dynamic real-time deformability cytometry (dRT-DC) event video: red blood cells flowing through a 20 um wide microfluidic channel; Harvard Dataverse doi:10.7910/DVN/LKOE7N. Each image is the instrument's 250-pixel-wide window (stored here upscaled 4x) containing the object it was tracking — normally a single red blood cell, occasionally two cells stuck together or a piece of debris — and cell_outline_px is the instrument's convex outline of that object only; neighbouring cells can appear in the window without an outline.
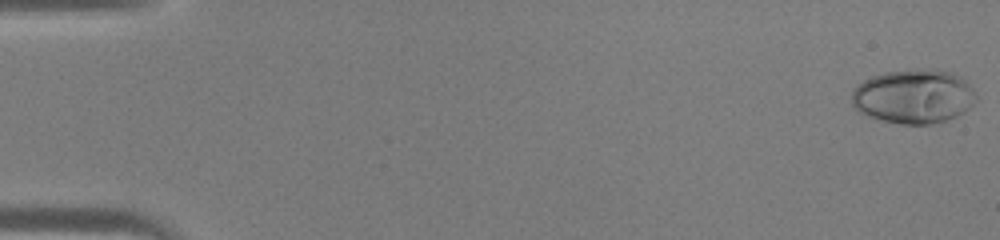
{"species": "human", "species_latin": "Homo sapiens", "temperature_condition": "warm", "stored_images_in_passage": 45, "camera_frame_rate_fps": 3000, "um_per_image_px": 0.085, "donor": {"sex": "male"}, "frame": {"image": 1, "passage_image": 1, "time_ms": 0.0, "image_size_px": [1000, 240], "cell_outline_px": [[980, 100], [964, 112], [956, 116], [932, 124], [900, 124], [868, 116], [860, 112], [852, 104], [852, 92], [864, 80], [872, 76], [884, 72], [932, 68], [952, 72], [960, 76], [972, 88]], "centroid_in_image_um": [77.71, 8.19], "position_along_channel_um": 7.3, "area_um2": 39.3}}
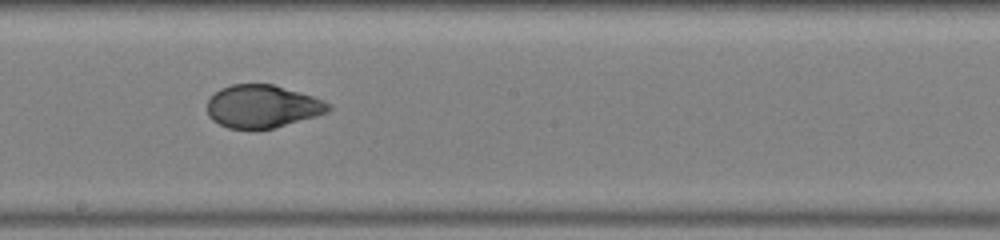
{"frame": {"image": 2, "passage_image": 26, "time_ms": 8.333, "image_size_px": [1000, 240], "cell_outline_px": [[332, 108], [328, 112], [316, 116], [272, 128], [228, 128], [212, 120], [208, 116], [208, 100], [220, 88], [232, 84], [272, 84], [300, 92], [324, 100], [332, 104]], "centroid_in_image_um": [22.32, 9.03], "position_along_channel_um": 225.9, "area_um2": 30.06}}
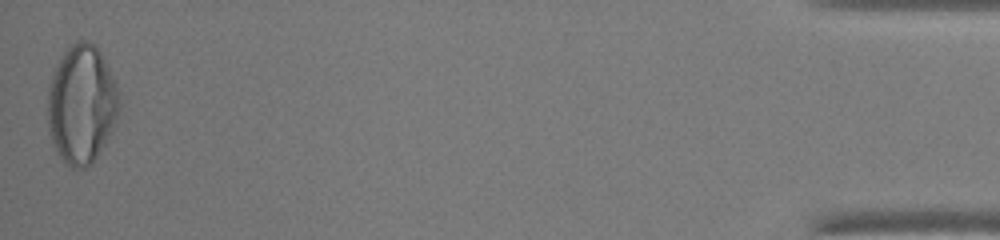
{"frame": {"image": 3, "passage_image": 45, "time_ms": 14.667, "image_size_px": [1000, 240], "cell_outline_px": [[120, 112], [116, 124], [92, 164], [84, 168], [72, 168], [56, 152], [52, 144], [48, 128], [48, 88], [52, 76], [60, 56], [76, 40], [88, 40], [100, 52], [120, 92]], "centroid_in_image_um": [6.95, 8.89], "position_along_channel_um": 428.3, "area_um2": 49.65}}